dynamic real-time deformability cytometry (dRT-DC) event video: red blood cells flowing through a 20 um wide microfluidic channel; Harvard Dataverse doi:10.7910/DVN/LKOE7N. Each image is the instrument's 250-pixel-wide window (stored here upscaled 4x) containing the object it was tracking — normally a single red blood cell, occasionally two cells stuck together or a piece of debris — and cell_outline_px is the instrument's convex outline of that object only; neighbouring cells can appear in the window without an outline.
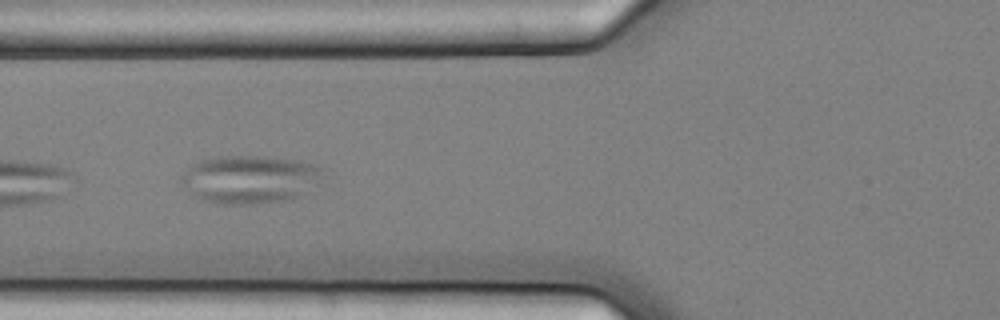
{"species": "common noctule bat (a hibernating species)", "species_latin": "Nyctalus noctula", "temperature_condition": "cold", "stored_images_in_passage": 5, "camera_frame_rate_fps": 3000, "um_per_image_px": 0.085, "animal": {"sex": "female", "body_mass_g": 25.1}, "frame": {"image": 1, "passage_image": 4, "time_ms": 1.0, "image_size_px": [1000, 320], "cell_outline_px": [[328, 168], [320, 184], [292, 200], [252, 204], [224, 204], [204, 200], [192, 196], [180, 180], [180, 176], [192, 164], [200, 160], [220, 156], [264, 156], [296, 160]], "centroid_in_image_um": [21.31, 15.24], "position_along_channel_um": 104.5, "area_um2": 40.34}}